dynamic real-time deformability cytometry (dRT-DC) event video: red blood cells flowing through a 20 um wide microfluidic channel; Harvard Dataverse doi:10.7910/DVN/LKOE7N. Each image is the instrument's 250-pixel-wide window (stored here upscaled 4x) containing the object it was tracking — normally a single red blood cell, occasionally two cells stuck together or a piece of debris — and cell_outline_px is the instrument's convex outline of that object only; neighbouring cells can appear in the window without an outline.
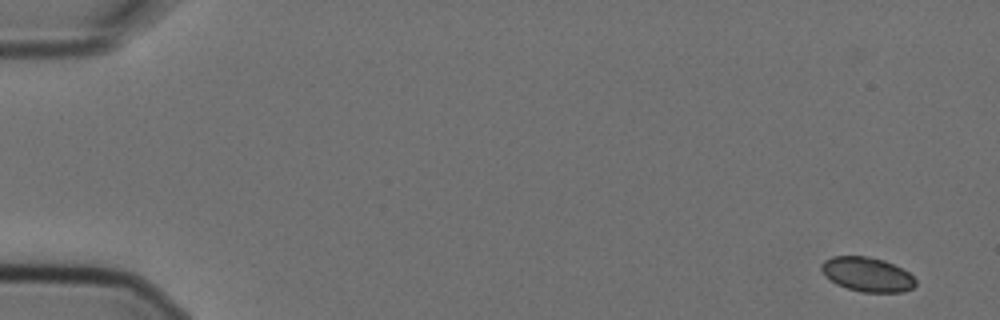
{"species": "Egyptian fruit bat (a non-hibernating species)", "species_latin": "Rousettus aegyptiacus", "temperature_condition": "cold", "stored_images_in_passage": 5, "camera_frame_rate_fps": 3000, "um_per_image_px": 0.085, "animal": {"sex": "female"}, "frame": {"image": 1, "passage_image": 1, "time_ms": 0.0, "image_size_px": [1000, 320], "cell_outline_px": [[916, 284], [912, 288], [904, 292], [860, 292], [836, 284], [824, 276], [820, 268], [820, 264], [824, 260], [832, 256], [868, 256], [884, 260], [908, 272], [916, 280]], "centroid_in_image_um": [73.68, 23.32], "position_along_channel_um": 11.3, "area_um2": 18.96}}
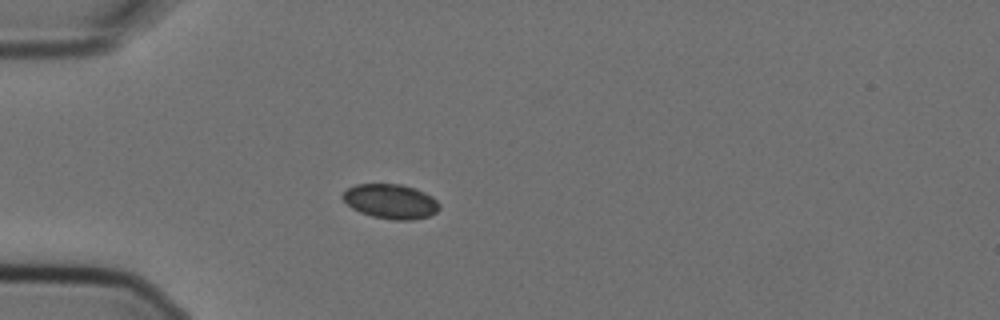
{"frame": {"image": 2, "passage_image": 5, "time_ms": 1.333, "image_size_px": [1000, 320], "cell_outline_px": [[440, 208], [436, 212], [428, 216], [412, 220], [392, 220], [372, 216], [360, 212], [352, 208], [340, 196], [348, 188], [356, 184], [400, 184], [416, 188], [432, 196], [440, 204]], "centroid_in_image_um": [33.22, 17.12], "position_along_channel_um": 51.8, "area_um2": 19.54}}